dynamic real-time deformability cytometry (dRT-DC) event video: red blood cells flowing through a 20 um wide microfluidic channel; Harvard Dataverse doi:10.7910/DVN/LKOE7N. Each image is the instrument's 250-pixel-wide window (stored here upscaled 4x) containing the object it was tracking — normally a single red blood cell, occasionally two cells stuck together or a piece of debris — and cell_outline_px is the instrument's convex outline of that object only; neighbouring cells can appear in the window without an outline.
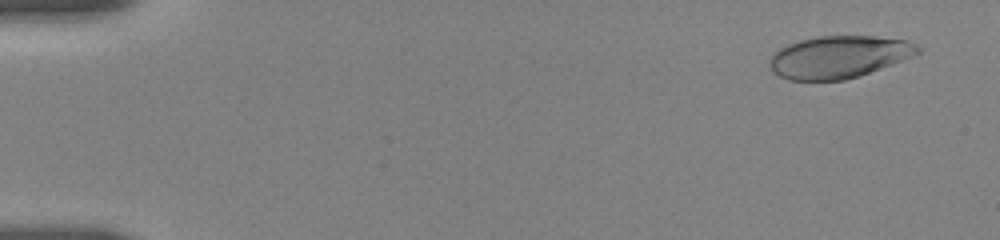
{"species": "human", "species_latin": "Homo sapiens", "temperature_condition": "room temperature", "stored_images_in_passage": 26, "camera_frame_rate_fps": 3000, "um_per_image_px": 0.085, "donor": {"sex": "female"}, "frame": {"image": 1, "passage_image": 3, "time_ms": 0.667, "image_size_px": [1000, 240], "cell_outline_px": [[920, 52], [912, 56], [892, 64], [860, 76], [844, 80], [788, 80], [772, 72], [768, 64], [768, 60], [772, 52], [788, 44], [800, 40], [816, 36], [876, 36], [904, 40], [916, 44], [920, 48]], "centroid_in_image_um": [71.24, 4.84], "position_along_channel_um": 13.8, "area_um2": 36.65}}
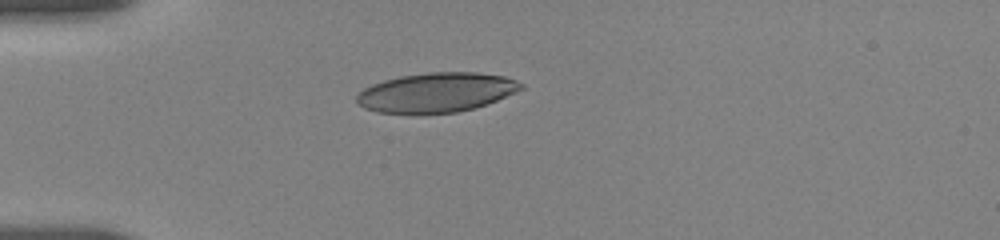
{"frame": {"image": 2, "passage_image": 21, "time_ms": 4.667, "image_size_px": [1000, 240], "cell_outline_px": [[524, 88], [516, 92], [496, 100], [472, 108], [456, 112], [376, 112], [364, 108], [356, 104], [356, 96], [364, 88], [372, 84], [384, 80], [400, 76], [428, 72], [476, 72], [504, 76], [516, 80], [524, 84]], "centroid_in_image_um": [37.08, 7.83], "position_along_channel_um": 47.9, "area_um2": 37.4}}